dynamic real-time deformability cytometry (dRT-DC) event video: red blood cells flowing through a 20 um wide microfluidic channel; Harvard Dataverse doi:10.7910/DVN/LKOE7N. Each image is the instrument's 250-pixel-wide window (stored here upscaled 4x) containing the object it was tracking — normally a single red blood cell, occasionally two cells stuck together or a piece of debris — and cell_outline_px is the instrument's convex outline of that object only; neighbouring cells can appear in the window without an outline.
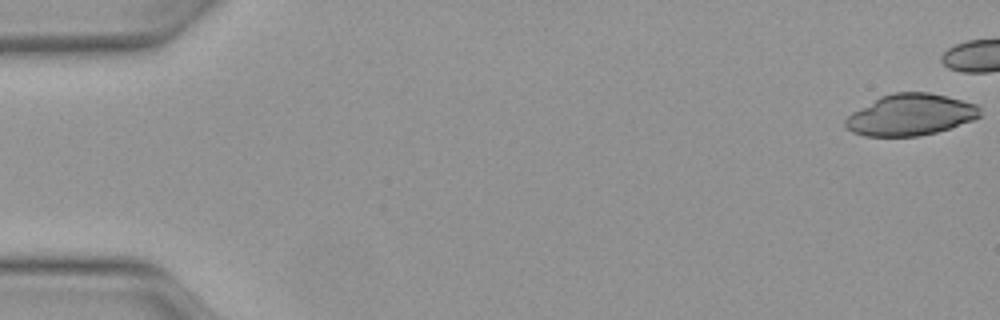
{"species": "Egyptian fruit bat (a non-hibernating species)", "species_latin": "Rousettus aegyptiacus", "temperature_condition": "warm", "stored_images_in_passage": 40, "camera_frame_rate_fps": 3000, "um_per_image_px": 0.085, "animal": {"sex": "female"}, "frame": {"image": 1, "passage_image": 1, "time_ms": 0.0, "image_size_px": [1000, 320], "cell_outline_px": [[980, 116], [972, 120], [936, 132], [920, 136], [864, 136], [852, 132], [844, 124], [844, 120], [852, 112], [880, 96], [892, 92], [928, 92], [976, 104], [980, 108]], "centroid_in_image_um": [77.35, 9.76], "position_along_channel_um": 7.6, "area_um2": 32.25}}